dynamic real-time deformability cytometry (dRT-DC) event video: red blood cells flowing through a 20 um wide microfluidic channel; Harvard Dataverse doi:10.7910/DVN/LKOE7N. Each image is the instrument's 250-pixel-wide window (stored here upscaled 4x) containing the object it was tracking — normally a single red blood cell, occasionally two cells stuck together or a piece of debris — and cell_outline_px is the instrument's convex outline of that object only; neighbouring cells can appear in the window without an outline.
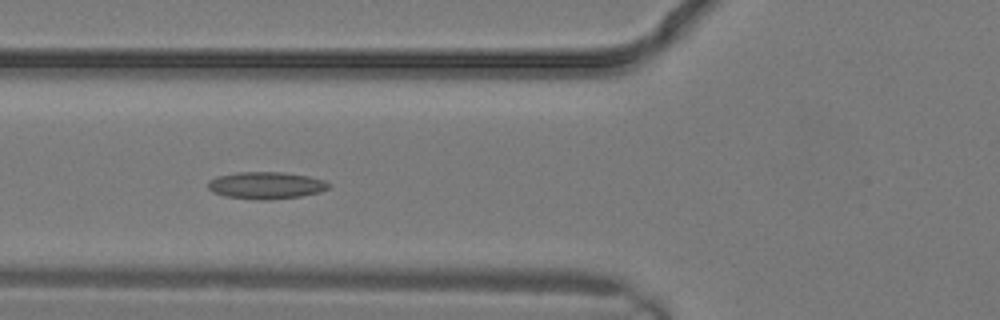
{"species": "common noctule bat (a hibernating species)", "species_latin": "Nyctalus noctula", "temperature_condition": "warm", "stored_images_in_passage": 13, "camera_frame_rate_fps": 3000, "um_per_image_px": 0.085, "animal": {"sex": "male", "body_mass_g": 19.2, "forearm_length_mm": 51.8}, "frame": {"image": 1, "passage_image": 10, "time_ms": 3.0, "image_size_px": [1000, 320], "cell_outline_px": [[332, 184], [328, 188], [320, 192], [300, 196], [264, 200], [228, 196], [212, 192], [208, 188], [208, 180], [216, 176], [236, 172], [284, 172], [308, 176], [324, 180]], "centroid_in_image_um": [22.61, 15.74], "position_along_channel_um": 103.2, "area_um2": 18.96}}
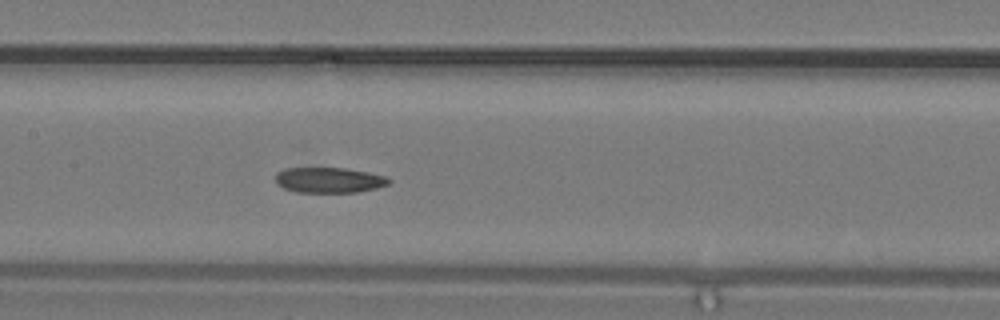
{"frame": {"image": 2, "passage_image": 13, "time_ms": 4.0, "image_size_px": [1000, 320], "cell_outline_px": [[392, 180], [388, 184], [376, 188], [356, 192], [296, 192], [284, 188], [276, 184], [276, 172], [284, 168], [344, 168], [368, 172], [388, 176]], "centroid_in_image_um": [27.97, 15.3], "position_along_channel_um": 179.4, "area_um2": 16.88}}